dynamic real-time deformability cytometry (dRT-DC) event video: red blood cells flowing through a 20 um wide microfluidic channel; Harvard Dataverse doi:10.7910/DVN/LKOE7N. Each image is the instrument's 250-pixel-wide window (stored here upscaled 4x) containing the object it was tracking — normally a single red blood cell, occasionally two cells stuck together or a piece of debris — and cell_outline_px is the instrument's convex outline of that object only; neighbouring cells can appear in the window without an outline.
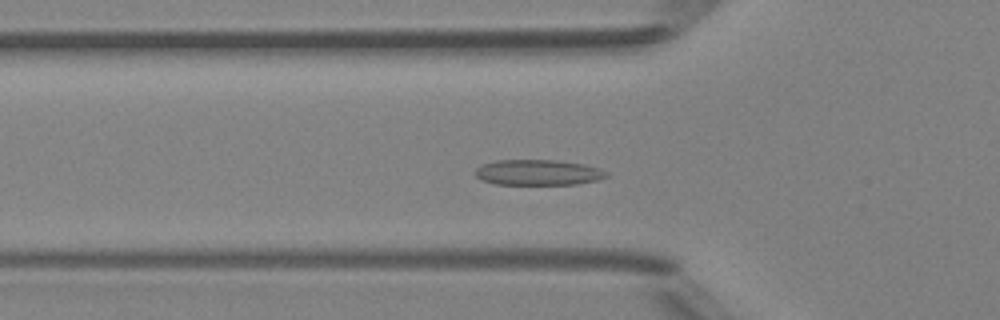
{"species": "Egyptian fruit bat (a non-hibernating species)", "species_latin": "Rousettus aegyptiacus", "temperature_condition": "room temperature", "stored_images_in_passage": 46, "camera_frame_rate_fps": 3000, "um_per_image_px": 0.085, "animal": {"sex": "female"}, "frame": {"image": 1, "passage_image": 14, "time_ms": 4.333, "image_size_px": [1000, 320], "cell_outline_px": [[608, 176], [596, 180], [576, 184], [496, 184], [480, 180], [476, 176], [476, 168], [484, 164], [496, 160], [556, 160], [584, 164], [600, 168], [608, 172]], "centroid_in_image_um": [45.74, 14.65], "position_along_channel_um": 80.1, "area_um2": 19.48}}
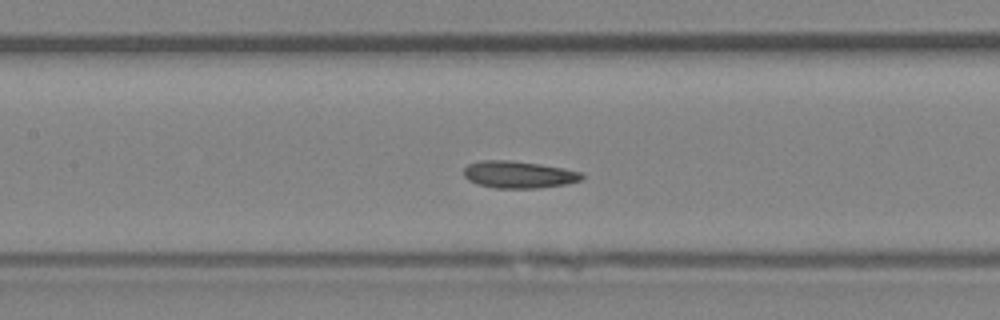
{"frame": {"image": 2, "passage_image": 20, "time_ms": 6.333, "image_size_px": [1000, 320], "cell_outline_px": [[584, 176], [580, 180], [564, 184], [536, 188], [496, 188], [480, 184], [468, 180], [464, 176], [464, 168], [468, 164], [480, 160], [508, 160], [540, 164], [564, 168], [584, 172]], "centroid_in_image_um": [44.09, 14.83], "position_along_channel_um": 163.3, "area_um2": 18.55}}
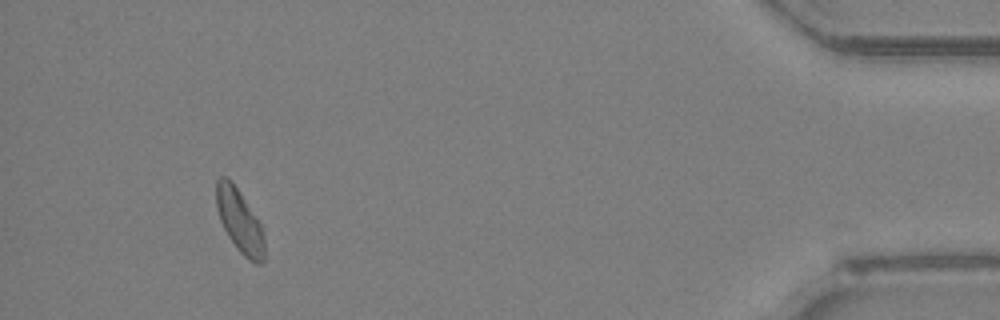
{"frame": {"image": 3, "passage_image": 43, "time_ms": 14.0, "image_size_px": [1000, 320], "cell_outline_px": [[264, 260], [260, 264], [256, 264], [248, 260], [240, 252], [228, 236], [220, 220], [216, 208], [216, 180], [220, 176], [224, 176], [232, 180], [260, 220], [264, 236]], "centroid_in_image_um": [20.38, 18.75], "position_along_channel_um": 414.8, "area_um2": 18.09}, "authors_computed_cell_mechanics": {"area_um2": 18.5538, "velocity_mm_per_s": 4.1636, "shape_relaxation_time_tau1_ms": 4.6486, "shape_relaxation_time_tau2_ms": 2.1611, "deformation_change_tau1": 0.1154, "deformation_change_tau2": 0.0646}}